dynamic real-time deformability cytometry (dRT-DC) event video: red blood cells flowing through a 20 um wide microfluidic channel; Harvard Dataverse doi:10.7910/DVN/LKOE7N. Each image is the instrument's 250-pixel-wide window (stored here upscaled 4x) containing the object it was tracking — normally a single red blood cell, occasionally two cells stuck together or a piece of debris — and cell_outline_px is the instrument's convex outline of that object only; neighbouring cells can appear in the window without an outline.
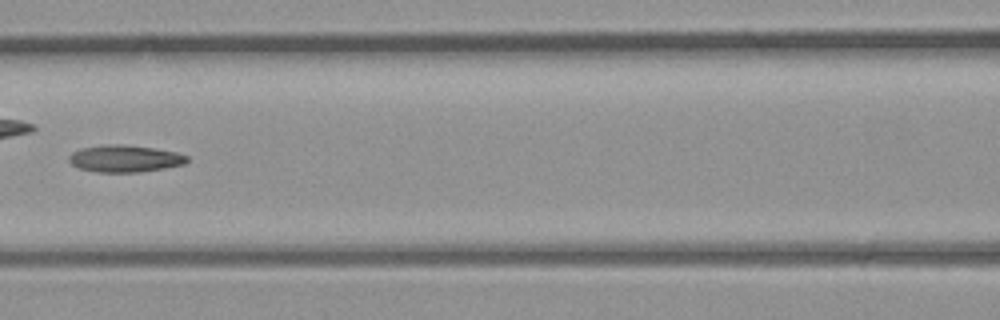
{"species": "common noctule bat (a hibernating species)", "species_latin": "Nyctalus noctula", "temperature_condition": "room temperature", "stored_images_in_passage": 39, "camera_frame_rate_fps": 3000, "um_per_image_px": 0.085, "animal": {"sex": "male", "body_mass_g": 23.1, "forearm_length_mm": 52.7}, "frame": {"image": 1, "passage_image": 17, "time_ms": 5.333, "image_size_px": [1000, 320], "cell_outline_px": [[188, 160], [184, 164], [164, 168], [140, 172], [96, 172], [80, 168], [72, 164], [68, 160], [68, 156], [72, 152], [80, 148], [104, 144], [120, 144], [152, 148], [176, 152], [188, 156]], "centroid_in_image_um": [10.58, 13.48], "position_along_channel_um": 156.0, "area_um2": 18.55}}